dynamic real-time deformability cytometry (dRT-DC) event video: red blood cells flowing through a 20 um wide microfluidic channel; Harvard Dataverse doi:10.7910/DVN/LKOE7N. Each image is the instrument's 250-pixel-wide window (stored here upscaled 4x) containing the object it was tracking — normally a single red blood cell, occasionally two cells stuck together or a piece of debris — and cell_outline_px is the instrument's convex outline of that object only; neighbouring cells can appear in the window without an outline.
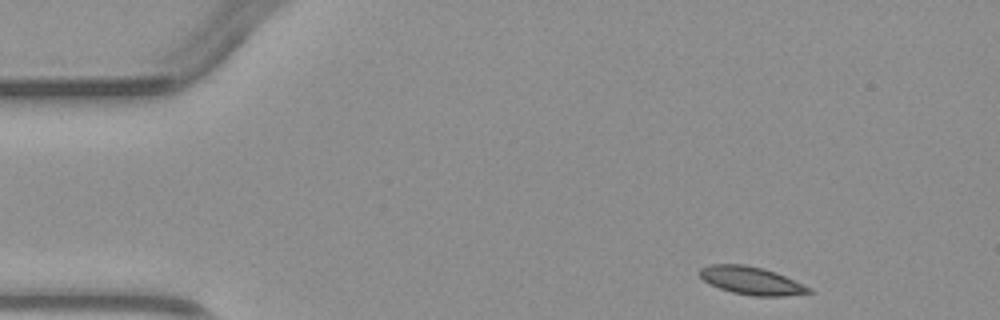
{"species": "common noctule bat (a hibernating species)", "species_latin": "Nyctalus noctula", "temperature_condition": "warm", "stored_images_in_passage": 3, "camera_frame_rate_fps": 3000, "um_per_image_px": 0.085, "animal": {"sex": "male", "body_mass_g": 23.1, "forearm_length_mm": 52.7}, "frame": {"image": 1, "passage_image": 1, "time_ms": 0.0, "image_size_px": [1000, 320], "cell_outline_px": [[816, 292], [784, 296], [752, 296], [732, 292], [720, 288], [704, 280], [700, 276], [700, 268], [712, 264], [744, 264], [764, 268], [776, 272], [812, 288]], "centroid_in_image_um": [63.92, 23.85], "position_along_channel_um": 21.1, "area_um2": 17.74}}